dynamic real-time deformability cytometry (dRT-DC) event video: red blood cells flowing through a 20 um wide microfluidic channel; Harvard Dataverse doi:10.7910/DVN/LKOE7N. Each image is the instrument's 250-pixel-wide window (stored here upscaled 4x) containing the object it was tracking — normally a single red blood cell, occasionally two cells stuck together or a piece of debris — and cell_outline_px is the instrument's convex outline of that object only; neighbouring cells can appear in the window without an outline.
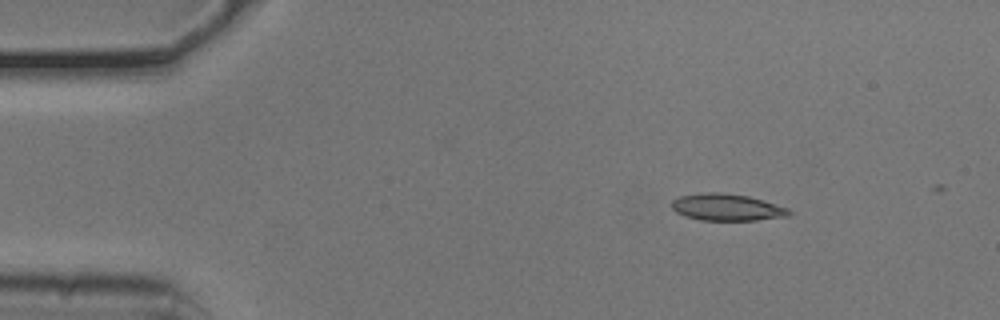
{"species": "common noctule bat (a hibernating species)", "species_latin": "Nyctalus noctula", "temperature_condition": "cold", "stored_images_in_passage": 8, "camera_frame_rate_fps": 3000, "um_per_image_px": 0.085, "animal": {"sex": "male", "body_mass_g": 20.5, "forearm_length_mm": 52.5}, "frame": {"image": 1, "passage_image": 1, "time_ms": 0.0, "image_size_px": [1000, 320], "cell_outline_px": [[792, 212], [788, 216], [756, 220], [700, 220], [684, 216], [676, 212], [672, 208], [672, 200], [680, 196], [704, 192], [720, 192], [748, 196], [764, 200], [788, 208]], "centroid_in_image_um": [61.78, 17.61], "position_along_channel_um": 23.2, "area_um2": 18.38}}